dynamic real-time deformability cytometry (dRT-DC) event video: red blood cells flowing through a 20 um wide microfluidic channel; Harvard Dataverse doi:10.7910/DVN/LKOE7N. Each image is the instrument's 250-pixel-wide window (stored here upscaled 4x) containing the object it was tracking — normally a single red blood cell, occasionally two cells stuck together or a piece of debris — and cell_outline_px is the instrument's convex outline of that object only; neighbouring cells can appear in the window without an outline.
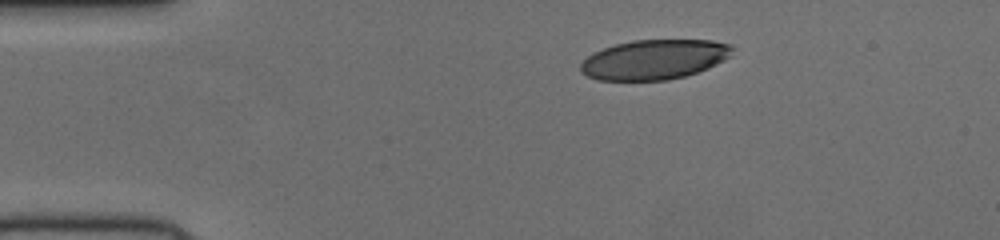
{"species": "human", "species_latin": "Homo sapiens", "temperature_condition": "cold", "stored_images_in_passage": 43, "camera_frame_rate_fps": 3000, "um_per_image_px": 0.085, "donor": {"sex": "female"}, "frame": {"image": 1, "passage_image": 1, "time_ms": 0.0, "image_size_px": [1000, 240], "cell_outline_px": [[732, 48], [728, 56], [724, 60], [708, 68], [684, 76], [668, 80], [596, 80], [580, 72], [580, 64], [592, 52], [616, 44], [632, 40], [712, 40], [732, 44]], "centroid_in_image_um": [55.58, 5.06], "position_along_channel_um": 29.4, "area_um2": 35.08}}
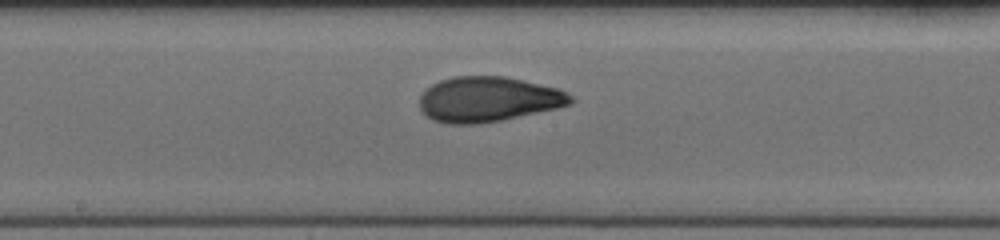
{"frame": {"image": 2, "passage_image": 19, "time_ms": 6.0, "image_size_px": [1000, 240], "cell_outline_px": [[572, 104], [556, 108], [500, 120], [476, 124], [448, 124], [432, 120], [420, 108], [420, 96], [432, 84], [440, 80], [452, 76], [504, 76], [524, 80], [556, 88], [572, 96]], "centroid_in_image_um": [41.47, 8.43], "position_along_channel_um": 206.7, "area_um2": 39.42}}
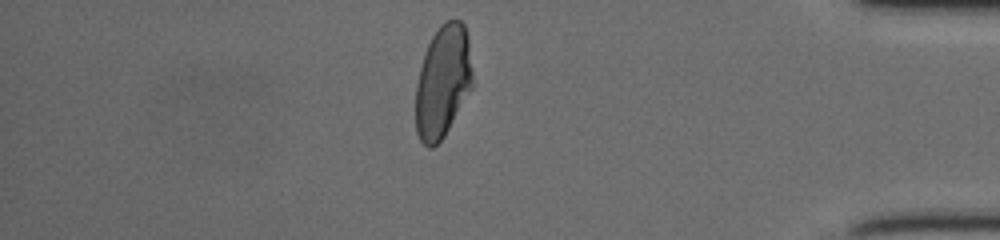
{"frame": {"image": 3, "passage_image": 36, "time_ms": 11.667, "image_size_px": [1000, 240], "cell_outline_px": [[472, 88], [444, 136], [432, 148], [428, 148], [420, 140], [416, 132], [416, 84], [424, 52], [432, 36], [440, 24], [448, 20], [460, 20], [464, 24], [468, 36], [472, 72]], "centroid_in_image_um": [37.63, 6.92], "position_along_channel_um": 397.6, "area_um2": 37.22}}